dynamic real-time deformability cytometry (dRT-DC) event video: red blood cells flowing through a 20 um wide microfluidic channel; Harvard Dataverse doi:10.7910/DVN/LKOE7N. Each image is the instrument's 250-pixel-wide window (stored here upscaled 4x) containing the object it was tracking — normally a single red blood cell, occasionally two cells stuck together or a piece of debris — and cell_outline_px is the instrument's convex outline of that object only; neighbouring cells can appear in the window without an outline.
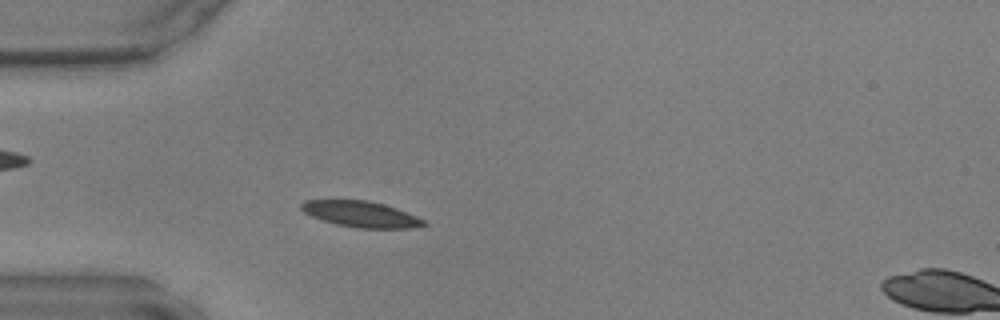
{"species": "common noctule bat (a hibernating species)", "species_latin": "Nyctalus noctula", "temperature_condition": "warm", "stored_images_in_passage": 43, "camera_frame_rate_fps": 3000, "um_per_image_px": 0.085, "animal": {"sex": "male", "body_mass_g": 17.9, "forearm_length_mm": 54.2}, "frame": {"image": 1, "passage_image": 9, "time_ms": 2.667, "image_size_px": [1000, 320], "cell_outline_px": [[428, 224], [408, 228], [356, 228], [336, 224], [312, 216], [304, 212], [300, 208], [300, 204], [304, 200], [368, 200], [384, 204], [396, 208], [416, 216], [424, 220]], "centroid_in_image_um": [30.66, 18.19], "position_along_channel_um": 54.3, "area_um2": 18.38}}
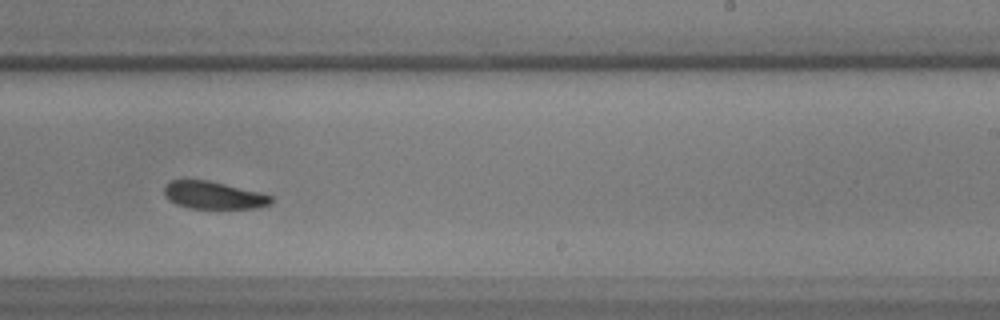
{"frame": {"image": 2, "passage_image": 25, "time_ms": 8.0, "image_size_px": [1000, 320], "cell_outline_px": [[272, 204], [256, 208], [188, 208], [176, 204], [168, 200], [164, 196], [164, 188], [172, 180], [208, 180], [260, 192], [272, 196]], "centroid_in_image_um": [18.15, 16.6], "position_along_channel_um": 270.8, "area_um2": 17.11}}
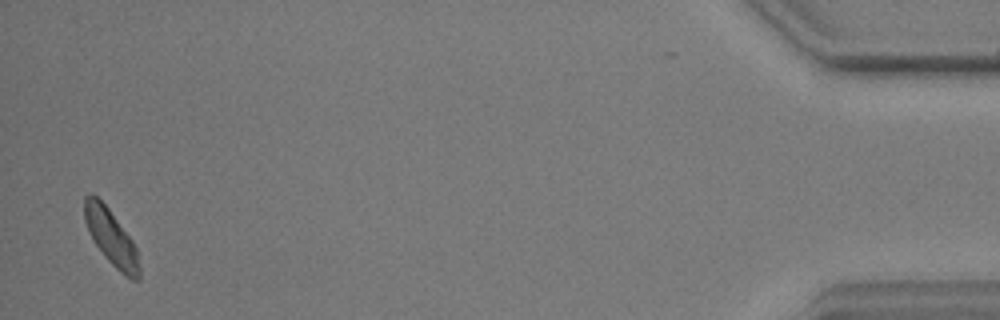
{"frame": {"image": 3, "passage_image": 42, "time_ms": 13.667, "image_size_px": [1000, 320], "cell_outline_px": [[140, 280], [132, 280], [120, 272], [104, 256], [92, 240], [88, 232], [84, 220], [84, 196], [88, 192], [96, 196], [108, 208], [132, 240], [136, 248], [140, 268]], "centroid_in_image_um": [9.43, 20.18], "position_along_channel_um": 425.8, "area_um2": 17.8}}